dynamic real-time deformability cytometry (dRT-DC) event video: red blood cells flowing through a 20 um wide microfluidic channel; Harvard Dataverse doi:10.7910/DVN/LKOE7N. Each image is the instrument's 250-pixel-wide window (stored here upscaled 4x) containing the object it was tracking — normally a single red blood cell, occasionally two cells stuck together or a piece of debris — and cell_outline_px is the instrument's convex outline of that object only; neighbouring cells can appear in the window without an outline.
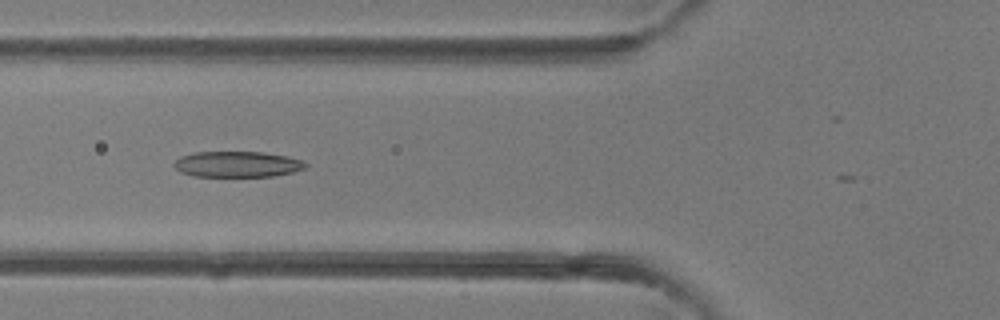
{"species": "common noctule bat (a hibernating species)", "species_latin": "Nyctalus noctula", "temperature_condition": "room temperature", "stored_images_in_passage": 5, "camera_frame_rate_fps": 3000, "um_per_image_px": 0.085, "animal": {"sex": "female"}, "frame": {"image": 1, "passage_image": 5, "time_ms": 4.333, "image_size_px": [1000, 320], "cell_outline_px": [[308, 164], [304, 168], [292, 172], [272, 176], [196, 176], [180, 172], [172, 164], [180, 156], [196, 152], [264, 152], [288, 156], [304, 160]], "centroid_in_image_um": [20.18, 13.95], "position_along_channel_um": 105.6, "area_um2": 19.77}}